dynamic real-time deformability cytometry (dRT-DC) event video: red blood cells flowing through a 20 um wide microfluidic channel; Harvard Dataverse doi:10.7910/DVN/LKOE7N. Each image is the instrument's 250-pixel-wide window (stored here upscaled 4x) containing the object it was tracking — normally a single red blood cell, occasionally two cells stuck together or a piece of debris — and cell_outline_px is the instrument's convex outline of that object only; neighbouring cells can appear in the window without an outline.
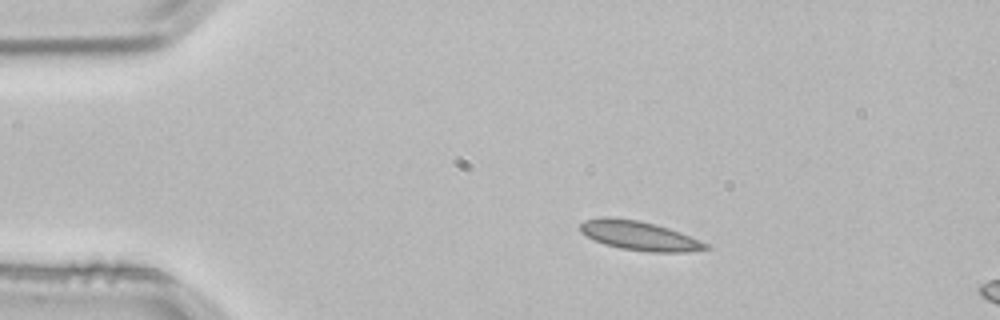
{"species": "common noctule bat (a hibernating species)", "species_latin": "Nyctalus noctula", "temperature_condition": "room temperature", "stored_images_in_passage": 3, "segment_of_instrument_passage": [1, 2], "camera_frame_rate_fps": 3000, "um_per_image_px": 0.085, "animal": {"sex": "male", "body_mass_g": 21.5, "forearm_length_mm": 52.0}, "frame": {"image": 1, "passage_image": 1, "time_ms": 0.0, "image_size_px": [1000, 320], "cell_outline_px": [[712, 248], [684, 252], [652, 252], [620, 248], [604, 244], [580, 232], [580, 224], [584, 220], [600, 216], [608, 216], [640, 220], [656, 224], [680, 232], [708, 244]], "centroid_in_image_um": [54.31, 20.01], "position_along_channel_um": 30.7, "area_um2": 21.39}}